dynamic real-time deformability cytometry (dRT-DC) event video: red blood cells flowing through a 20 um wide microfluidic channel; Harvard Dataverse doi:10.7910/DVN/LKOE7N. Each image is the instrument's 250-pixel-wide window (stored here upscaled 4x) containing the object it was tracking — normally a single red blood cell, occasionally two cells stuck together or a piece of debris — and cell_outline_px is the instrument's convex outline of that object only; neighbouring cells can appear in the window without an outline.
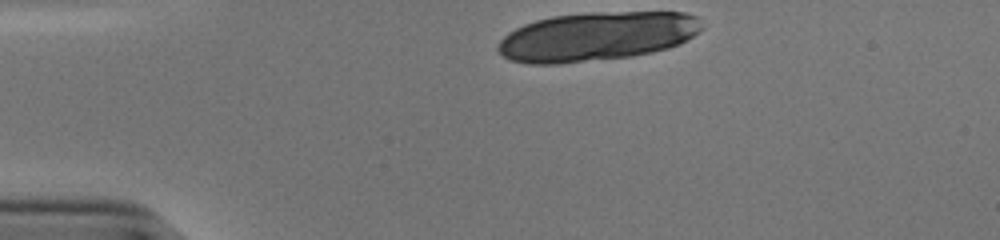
{"species": "human", "species_latin": "Homo sapiens", "temperature_condition": "cold", "stored_images_in_passage": 34, "segment_of_instrument_passage": [1, 2], "camera_frame_rate_fps": 3000, "um_per_image_px": 0.085, "donor": {"sex": "male"}, "frame": {"image": 1, "passage_image": 1, "time_ms": 0.0, "image_size_px": [1000, 240], "cell_outline_px": [[704, 28], [700, 32], [680, 44], [668, 48], [652, 52], [632, 56], [560, 64], [528, 64], [508, 60], [496, 48], [496, 44], [508, 32], [524, 24], [536, 20], [552, 16], [588, 12], [684, 12], [700, 16]], "centroid_in_image_um": [50.75, 3.09], "position_along_channel_um": 34.3, "area_um2": 58.84}}